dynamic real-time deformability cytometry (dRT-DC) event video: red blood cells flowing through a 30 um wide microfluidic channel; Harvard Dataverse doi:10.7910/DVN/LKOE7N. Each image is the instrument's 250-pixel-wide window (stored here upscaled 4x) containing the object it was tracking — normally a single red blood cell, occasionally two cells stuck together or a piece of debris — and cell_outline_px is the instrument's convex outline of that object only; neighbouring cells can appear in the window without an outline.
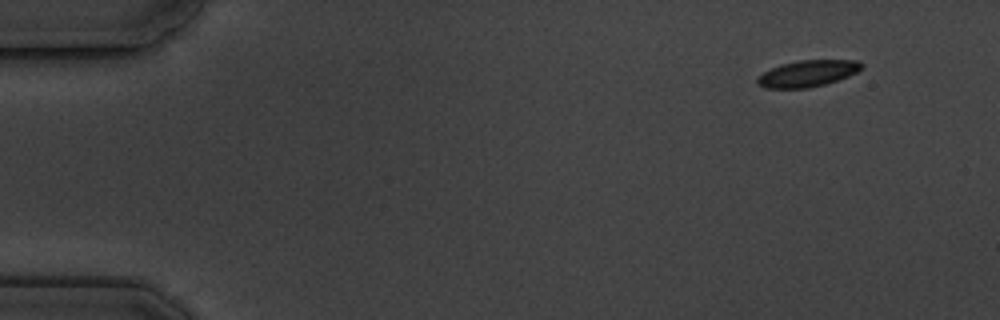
{"species": "common noctule bat (a hibernating species)", "species_latin": "Nyctalus noctula", "temperature_condition": "cold", "stored_images_in_passage": 6, "camera_frame_rate_fps": 3000, "um_per_image_px": 0.085, "animal": {"sex": "male", "body_mass_g": 19.5, "forearm_length_mm": 54.6}, "frame": {"image": 1, "passage_image": 1, "time_ms": 0.0, "image_size_px": [1000, 320], "cell_outline_px": [[864, 64], [856, 72], [848, 76], [824, 84], [808, 88], [764, 88], [756, 84], [756, 76], [780, 64], [800, 60], [856, 60]], "centroid_in_image_um": [68.59, 6.25], "position_along_channel_um": 16.4, "area_um2": 16.01}}
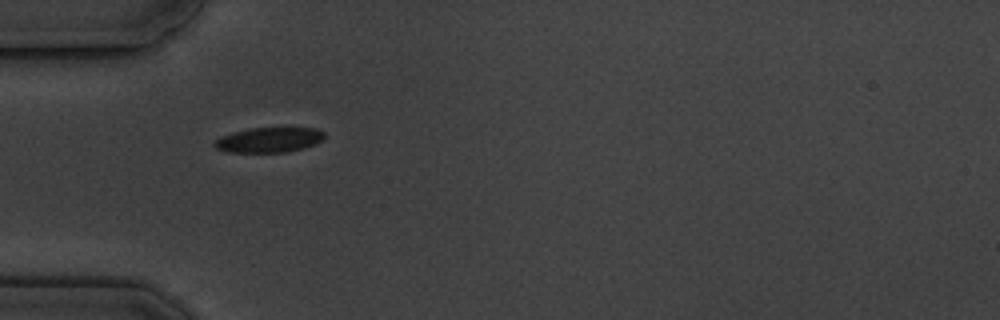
{"frame": {"image": 2, "passage_image": 4, "time_ms": 4.333, "image_size_px": [1000, 320], "cell_outline_px": [[324, 136], [316, 144], [304, 148], [288, 152], [224, 152], [216, 148], [212, 144], [212, 140], [220, 136], [232, 132], [248, 128], [316, 128], [324, 132]], "centroid_in_image_um": [22.79, 11.89], "position_along_channel_um": 62.2, "area_um2": 16.24}}